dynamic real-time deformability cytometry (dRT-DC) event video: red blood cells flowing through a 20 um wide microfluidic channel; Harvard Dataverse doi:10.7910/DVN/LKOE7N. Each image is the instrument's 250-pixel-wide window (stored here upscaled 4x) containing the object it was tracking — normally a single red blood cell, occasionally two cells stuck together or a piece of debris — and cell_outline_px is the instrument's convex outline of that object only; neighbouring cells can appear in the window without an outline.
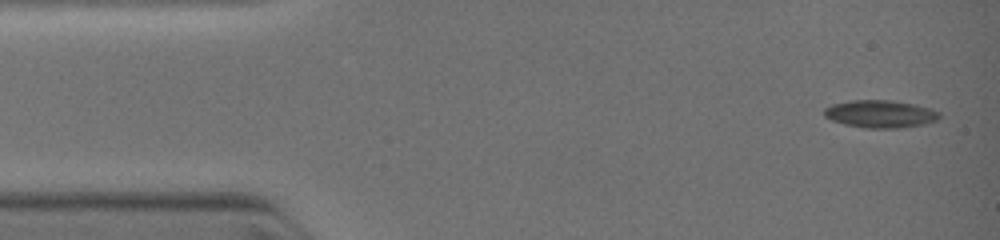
{"species": "common noctule bat (a hibernating species)", "species_latin": "Nyctalus noctula", "temperature_condition": "warm", "stored_images_in_passage": 53, "camera_frame_rate_fps": 3000, "um_per_image_px": 0.085, "animal": {"sex": "female", "body_mass_g": 19.0, "forearm_length_mm": 51.5}, "frame": {"image": 1, "passage_image": 1, "time_ms": 0.0, "image_size_px": [1000, 240], "cell_outline_px": [[940, 116], [936, 120], [924, 124], [900, 128], [864, 128], [844, 124], [832, 120], [824, 116], [824, 108], [832, 104], [852, 100], [892, 100], [916, 104], [932, 108], [940, 112]], "centroid_in_image_um": [74.84, 9.68], "position_along_channel_um": 10.2, "area_um2": 18.67}}
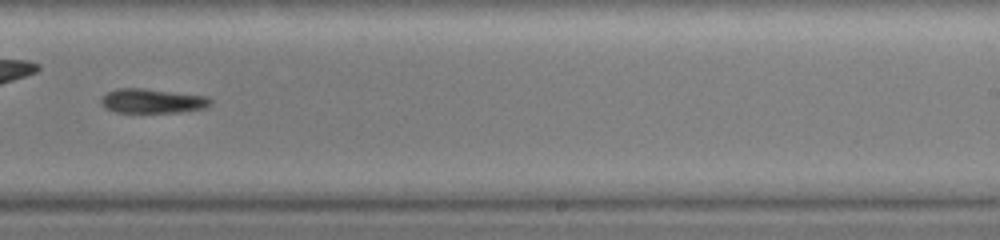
{"frame": {"image": 2, "passage_image": 31, "time_ms": 7.333, "image_size_px": [1000, 240], "cell_outline_px": [[212, 104], [208, 108], [184, 112], [116, 112], [104, 108], [100, 100], [108, 92], [116, 88], [144, 88], [208, 96], [212, 100]], "centroid_in_image_um": [13.01, 8.58], "position_along_channel_um": 276.0, "area_um2": 15.78}}
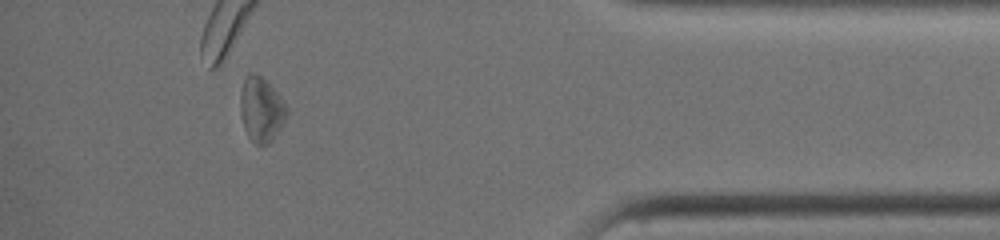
{"frame": {"image": 3, "passage_image": 47, "time_ms": 10.667, "image_size_px": [1000, 240], "cell_outline_px": [[288, 112], [284, 120], [272, 140], [268, 144], [256, 144], [248, 136], [244, 128], [240, 112], [240, 96], [244, 80], [252, 72], [260, 76], [276, 92], [288, 108]], "centroid_in_image_um": [22.19, 9.33], "position_along_channel_um": 413.0, "area_um2": 16.99}}